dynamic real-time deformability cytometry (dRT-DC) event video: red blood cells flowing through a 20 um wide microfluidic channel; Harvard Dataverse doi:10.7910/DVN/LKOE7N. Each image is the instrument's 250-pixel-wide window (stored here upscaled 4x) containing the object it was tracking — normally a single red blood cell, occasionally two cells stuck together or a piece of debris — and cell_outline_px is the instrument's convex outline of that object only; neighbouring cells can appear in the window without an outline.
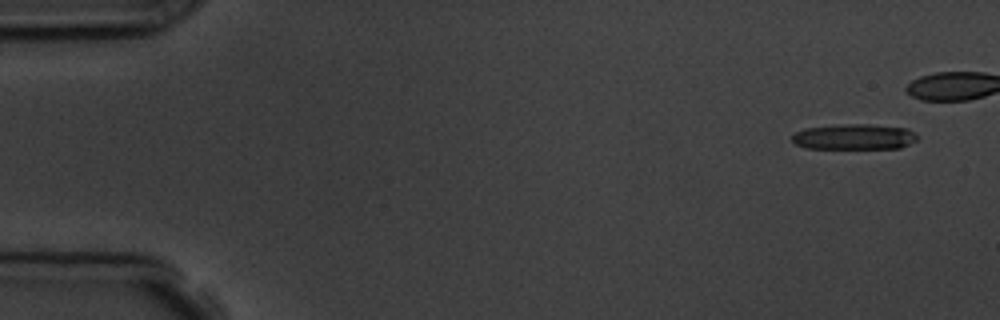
{"species": "common noctule bat (a hibernating species)", "species_latin": "Nyctalus noctula", "temperature_condition": "room temperature", "stored_images_in_passage": 5, "camera_frame_rate_fps": 3000, "um_per_image_px": 0.085, "animal": {"sex": "male", "body_mass_g": 19.5, "forearm_length_mm": 54.6}, "frame": {"image": 1, "passage_image": 1, "time_ms": 0.0, "image_size_px": [1000, 320], "cell_outline_px": [[916, 140], [900, 148], [808, 148], [796, 144], [792, 140], [792, 136], [796, 132], [804, 128], [836, 124], [864, 124], [908, 128], [916, 132]], "centroid_in_image_um": [72.6, 11.62], "position_along_channel_um": 12.4, "area_um2": 18.61}}
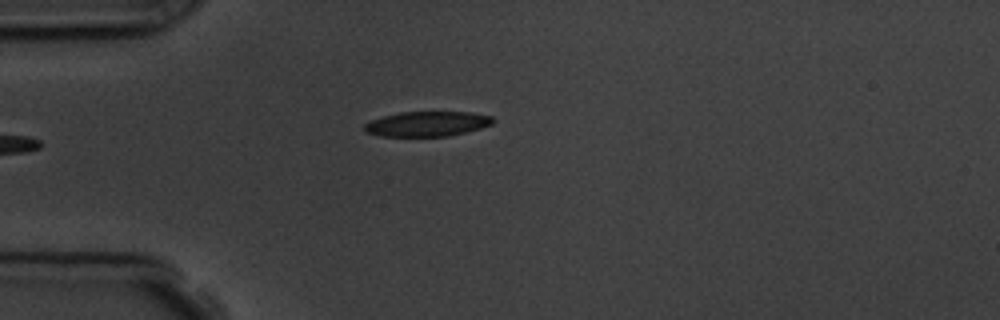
{"frame": {"image": 2, "passage_image": 5, "time_ms": 5.333, "image_size_px": [1000, 320], "cell_outline_px": [[496, 120], [492, 124], [480, 128], [448, 136], [380, 136], [364, 132], [364, 124], [372, 120], [384, 116], [400, 112], [472, 112], [492, 116]], "centroid_in_image_um": [36.32, 10.52], "position_along_channel_um": 48.7, "area_um2": 18.67}}